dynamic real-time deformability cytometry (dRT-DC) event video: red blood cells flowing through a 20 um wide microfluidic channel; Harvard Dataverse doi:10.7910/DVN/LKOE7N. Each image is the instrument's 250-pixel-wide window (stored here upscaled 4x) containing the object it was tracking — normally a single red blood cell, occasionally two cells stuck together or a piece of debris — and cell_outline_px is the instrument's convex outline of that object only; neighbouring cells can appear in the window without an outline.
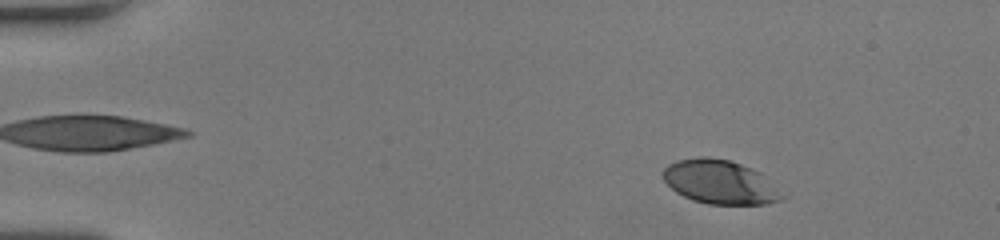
{"species": "human", "species_latin": "Homo sapiens", "temperature_condition": "room temperature", "stored_images_in_passage": 51, "camera_frame_rate_fps": 3000, "um_per_image_px": 0.085, "donor": {"sex": "female"}, "frame": {"image": 1, "passage_image": 6, "time_ms": 1.667, "image_size_px": [1000, 240], "cell_outline_px": [[788, 196], [784, 200], [764, 204], [708, 204], [692, 200], [676, 192], [664, 180], [660, 172], [668, 164], [676, 160], [696, 156], [708, 156], [728, 160], [740, 164], [760, 172]], "centroid_in_image_um": [61.21, 15.47], "position_along_channel_um": 23.8, "area_um2": 30.87}}
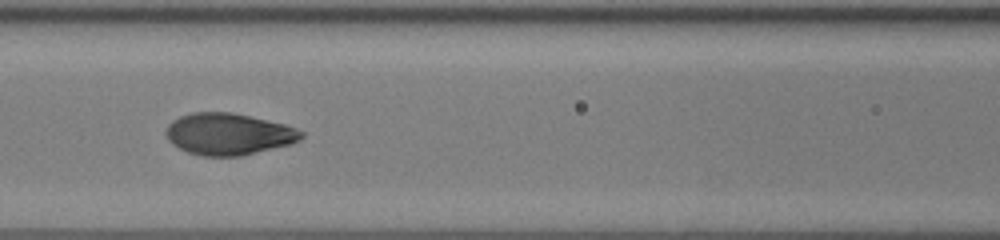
{"frame": {"image": 2, "passage_image": 23, "time_ms": 7.333, "image_size_px": [1000, 240], "cell_outline_px": [[304, 136], [300, 140], [292, 144], [240, 156], [200, 156], [188, 152], [172, 144], [168, 140], [164, 132], [168, 124], [172, 120], [180, 116], [192, 112], [232, 112], [284, 124], [296, 128], [304, 132]], "centroid_in_image_um": [19.41, 11.39], "position_along_channel_um": 147.2, "area_um2": 33.06}}
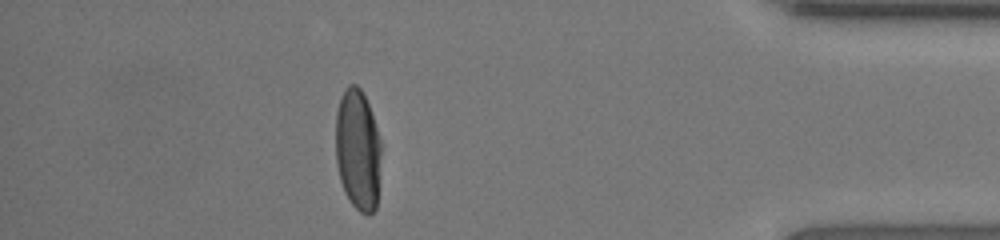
{"frame": {"image": 3, "passage_image": 45, "time_ms": 14.667, "image_size_px": [1000, 240], "cell_outline_px": [[380, 156], [376, 208], [368, 216], [360, 212], [348, 200], [344, 192], [340, 180], [336, 164], [336, 112], [344, 88], [348, 84], [356, 84], [360, 88], [368, 104], [380, 140]], "centroid_in_image_um": [30.39, 12.75], "position_along_channel_um": 404.8, "area_um2": 32.02}, "authors_computed_cell_mechanics": {"area_um2": 32.8304, "velocity_mm_per_s": 4.0347, "shape_relaxation_time_tau1_ms": 3.7849, "shape_relaxation_time_tau2_ms": null, "deformation_change_tau1": 0.2193, "deformation_change_tau2": null}}